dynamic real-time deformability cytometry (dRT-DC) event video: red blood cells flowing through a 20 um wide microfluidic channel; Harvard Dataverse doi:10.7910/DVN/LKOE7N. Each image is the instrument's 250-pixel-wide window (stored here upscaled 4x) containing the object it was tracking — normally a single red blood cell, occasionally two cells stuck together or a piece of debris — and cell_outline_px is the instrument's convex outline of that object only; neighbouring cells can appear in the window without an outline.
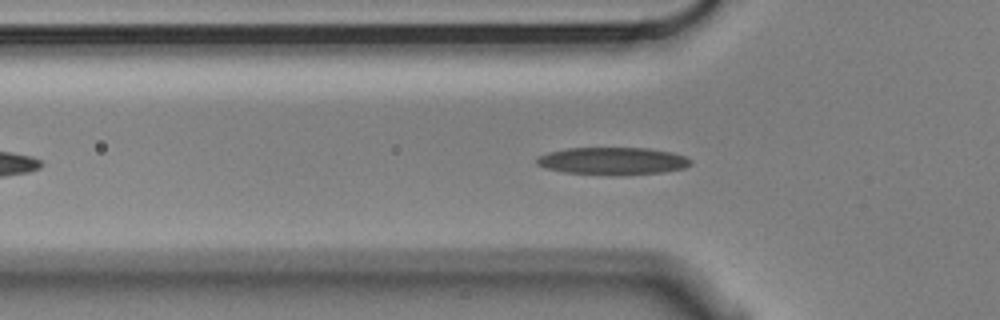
{"species": "Egyptian fruit bat (a non-hibernating species)", "species_latin": "Rousettus aegyptiacus", "temperature_condition": "cold", "stored_images_in_passage": 46, "camera_frame_rate_fps": 3000, "um_per_image_px": 0.085, "animal": {"sex": "male"}, "frame": {"image": 1, "passage_image": 11, "time_ms": 3.333, "image_size_px": [1000, 320], "cell_outline_px": [[692, 164], [684, 168], [664, 172], [620, 176], [612, 176], [564, 172], [548, 168], [536, 164], [536, 156], [548, 152], [568, 148], [648, 148], [672, 152], [684, 156], [692, 160]], "centroid_in_image_um": [52.09, 13.69], "position_along_channel_um": 73.7, "area_um2": 24.97}}
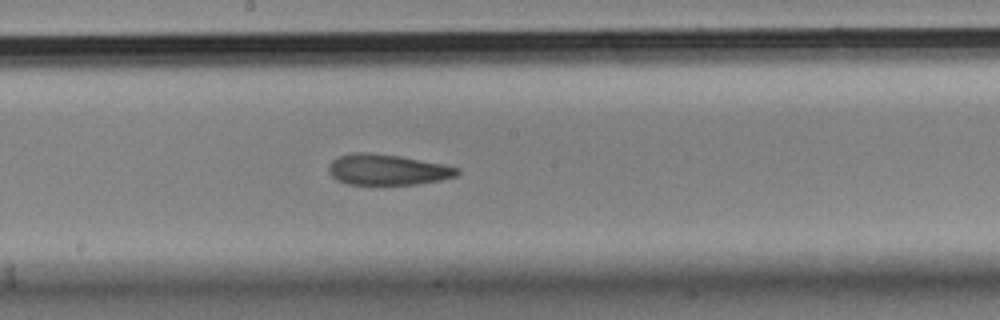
{"frame": {"image": 2, "passage_image": 23, "time_ms": 7.333, "image_size_px": [1000, 320], "cell_outline_px": [[460, 172], [456, 176], [440, 180], [416, 184], [348, 184], [336, 180], [328, 172], [328, 164], [332, 160], [340, 156], [352, 152], [368, 152], [400, 156], [444, 164], [460, 168]], "centroid_in_image_um": [32.91, 14.41], "position_along_channel_um": 215.3, "area_um2": 23.12}}
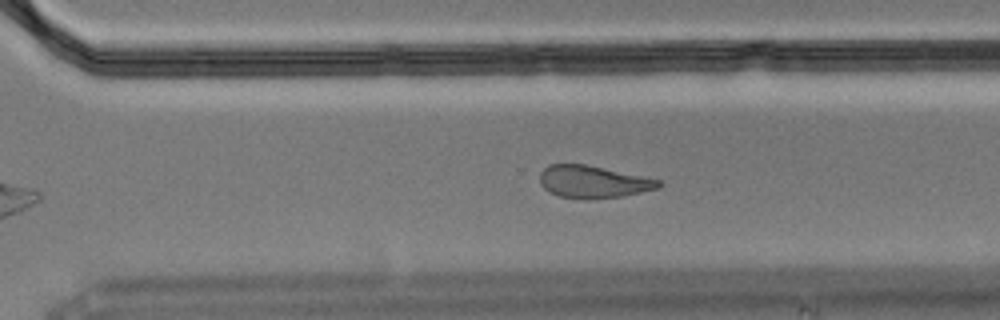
{"frame": {"image": 3, "passage_image": 32, "time_ms": 10.333, "image_size_px": [1000, 320], "cell_outline_px": [[664, 184], [660, 188], [620, 196], [560, 196], [548, 192], [540, 184], [540, 172], [548, 164], [584, 164], [660, 180]], "centroid_in_image_um": [50.4, 15.41], "position_along_channel_um": 320.2, "area_um2": 21.44}, "authors_computed_cell_mechanics": {"area_um2": 23.5824, "velocity_mm_per_s": 3.5124, "shape_relaxation_time_tau1_ms": 8.3077, "shape_relaxation_time_tau2_ms": 5.3249, "deformation_change_tau1": 0.1971, "deformation_change_tau2": 0.1458}}